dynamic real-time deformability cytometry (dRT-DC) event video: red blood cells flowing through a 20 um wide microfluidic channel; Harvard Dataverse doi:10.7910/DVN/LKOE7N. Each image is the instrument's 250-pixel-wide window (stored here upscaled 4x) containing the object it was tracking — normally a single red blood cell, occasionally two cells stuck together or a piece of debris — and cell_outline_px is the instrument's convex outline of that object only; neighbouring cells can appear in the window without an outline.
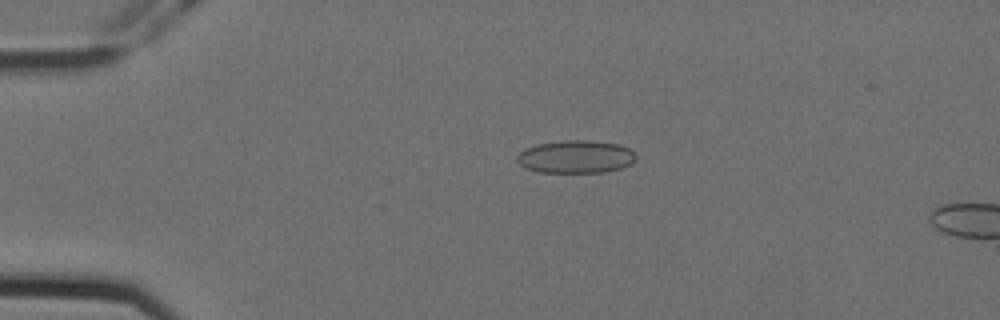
{"species": "Egyptian fruit bat (a non-hibernating species)", "species_latin": "Rousettus aegyptiacus", "temperature_condition": "cold", "stored_images_in_passage": 4, "camera_frame_rate_fps": 3000, "um_per_image_px": 0.085, "animal": {"sex": "female"}, "frame": {"image": 1, "passage_image": 3, "time_ms": 0.667, "image_size_px": [1000, 320], "cell_outline_px": [[636, 160], [632, 164], [620, 168], [604, 172], [540, 172], [524, 168], [516, 160], [516, 156], [524, 148], [536, 144], [564, 140], [588, 140], [620, 144], [636, 152]], "centroid_in_image_um": [48.95, 13.32], "position_along_channel_um": 36.1, "area_um2": 23.0}}